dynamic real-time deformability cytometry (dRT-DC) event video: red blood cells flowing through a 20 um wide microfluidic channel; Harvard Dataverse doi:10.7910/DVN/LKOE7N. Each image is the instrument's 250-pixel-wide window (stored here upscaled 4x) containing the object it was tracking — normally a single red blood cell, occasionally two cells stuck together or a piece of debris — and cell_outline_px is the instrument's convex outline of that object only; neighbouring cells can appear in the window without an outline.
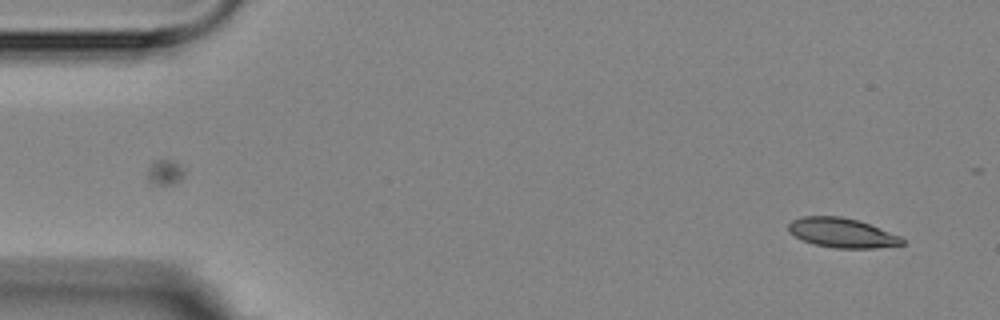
{"species": "Egyptian fruit bat (a non-hibernating species)", "species_latin": "Rousettus aegyptiacus", "temperature_condition": "room temperature", "stored_images_in_passage": 4, "camera_frame_rate_fps": 3000, "um_per_image_px": 0.085, "animal": {"sex": "female"}, "frame": {"image": 1, "passage_image": 1, "time_ms": 0.0, "image_size_px": [1000, 320], "cell_outline_px": [[904, 244], [876, 248], [836, 248], [812, 244], [788, 232], [788, 224], [792, 220], [800, 216], [840, 216], [856, 220], [868, 224], [900, 236], [904, 240]], "centroid_in_image_um": [71.53, 19.79], "position_along_channel_um": 13.5, "area_um2": 19.42}}